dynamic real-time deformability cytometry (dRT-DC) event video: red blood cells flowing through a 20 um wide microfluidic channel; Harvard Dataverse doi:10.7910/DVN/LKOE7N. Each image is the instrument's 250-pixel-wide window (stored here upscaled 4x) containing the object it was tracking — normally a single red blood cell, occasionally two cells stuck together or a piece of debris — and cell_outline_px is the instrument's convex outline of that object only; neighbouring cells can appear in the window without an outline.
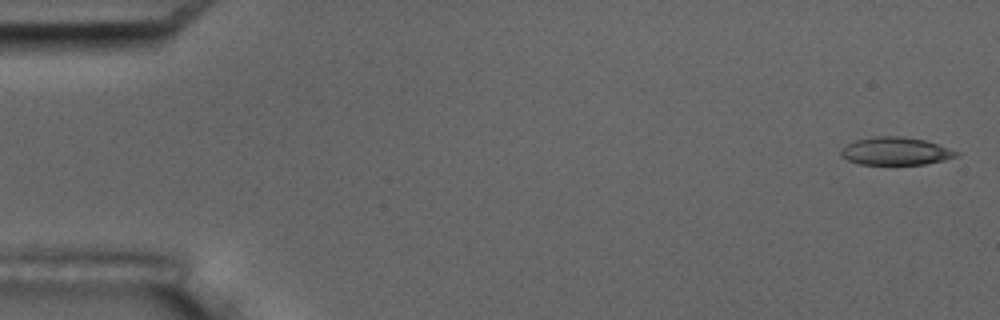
{"species": "common noctule bat (a hibernating species)", "species_latin": "Nyctalus noctula", "temperature_condition": "room temperature", "stored_images_in_passage": 5, "camera_frame_rate_fps": 3000, "um_per_image_px": 0.085, "animal": {"sex": "male", "body_mass_g": 17.5, "forearm_length_mm": 52.3}, "frame": {"image": 1, "passage_image": 1, "time_ms": 0.0, "image_size_px": [1000, 320], "cell_outline_px": [[960, 152], [956, 156], [944, 160], [924, 164], [860, 164], [848, 160], [840, 156], [840, 148], [856, 140], [876, 136], [904, 136], [924, 140]], "centroid_in_image_um": [76.09, 12.84], "position_along_channel_um": 8.9, "area_um2": 18.55}}
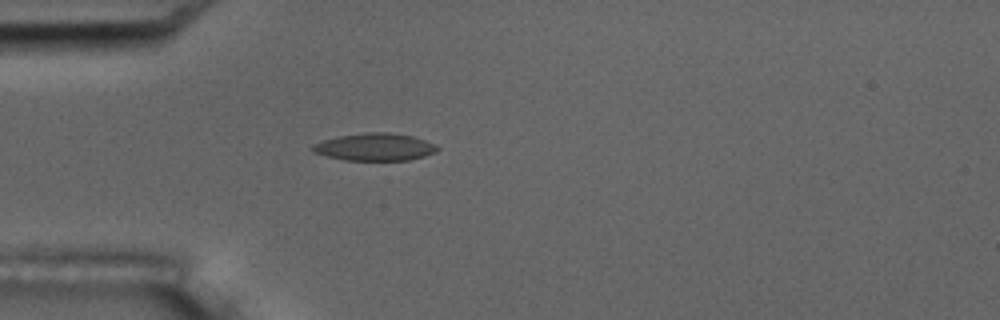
{"frame": {"image": 2, "passage_image": 5, "time_ms": 4.667, "image_size_px": [1000, 320], "cell_outline_px": [[440, 148], [436, 152], [424, 156], [408, 160], [344, 160], [312, 152], [308, 148], [312, 144], [324, 140], [340, 136], [364, 132], [388, 132], [412, 136], [436, 144]], "centroid_in_image_um": [31.84, 12.49], "position_along_channel_um": 53.2, "area_um2": 20.0}}